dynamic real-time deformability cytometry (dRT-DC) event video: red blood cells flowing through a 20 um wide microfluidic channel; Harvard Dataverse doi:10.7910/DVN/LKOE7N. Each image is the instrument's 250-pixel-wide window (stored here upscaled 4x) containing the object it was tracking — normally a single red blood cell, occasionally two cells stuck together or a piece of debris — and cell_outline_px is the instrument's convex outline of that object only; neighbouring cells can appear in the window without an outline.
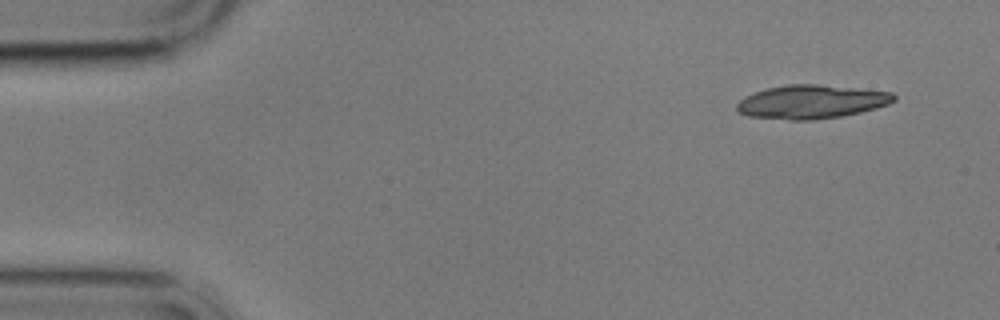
{"species": "common noctule bat (a hibernating species)", "species_latin": "Nyctalus noctula", "temperature_condition": "cold", "stored_images_in_passage": 5, "camera_frame_rate_fps": 3000, "um_per_image_px": 0.085, "animal": {"sex": "male", "body_mass_g": 17.9}, "frame": {"image": 1, "passage_image": 1, "time_ms": 0.0, "image_size_px": [1000, 320], "cell_outline_px": [[896, 100], [888, 104], [876, 108], [844, 116], [812, 120], [792, 120], [748, 116], [740, 112], [736, 108], [736, 104], [740, 100], [756, 92], [768, 88], [788, 84], [816, 84], [892, 92], [896, 96]], "centroid_in_image_um": [69.0, 8.66], "position_along_channel_um": 16.0, "area_um2": 30.58}}
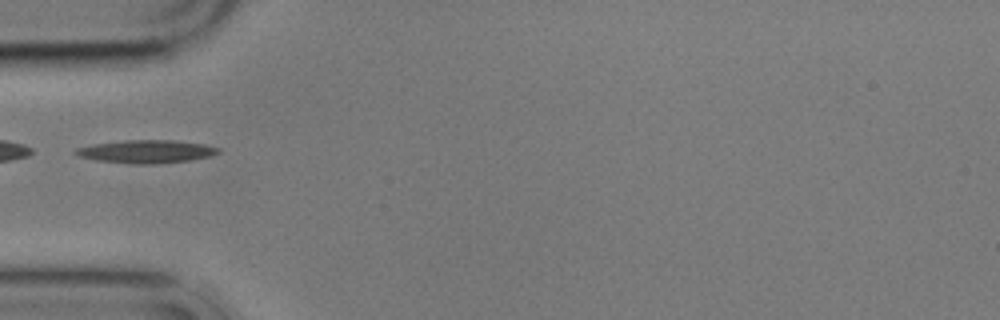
{"frame": {"image": 2, "passage_image": 5, "time_ms": 4.667, "image_size_px": [1000, 320], "cell_outline_px": [[220, 152], [212, 156], [188, 160], [152, 164], [132, 164], [96, 160], [76, 156], [72, 152], [76, 148], [92, 144], [124, 140], [176, 140], [204, 144], [220, 148]], "centroid_in_image_um": [12.4, 12.87], "position_along_channel_um": 72.6, "area_um2": 19.31}}